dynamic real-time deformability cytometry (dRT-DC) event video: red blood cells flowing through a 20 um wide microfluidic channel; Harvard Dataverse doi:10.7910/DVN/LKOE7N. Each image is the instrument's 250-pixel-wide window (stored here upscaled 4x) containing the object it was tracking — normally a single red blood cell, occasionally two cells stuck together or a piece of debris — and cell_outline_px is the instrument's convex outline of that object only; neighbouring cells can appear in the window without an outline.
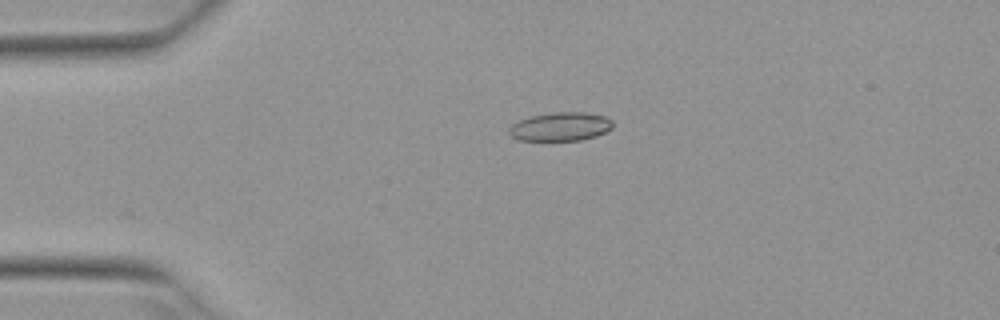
{"species": "Egyptian fruit bat (a non-hibernating species)", "species_latin": "Rousettus aegyptiacus", "temperature_condition": "warm", "stored_images_in_passage": 2, "camera_frame_rate_fps": 3000, "um_per_image_px": 0.085, "animal": {"sex": "female"}, "frame": {"image": 1, "passage_image": 2, "time_ms": 0.333, "image_size_px": [1000, 320], "cell_outline_px": [[612, 128], [596, 136], [580, 140], [520, 140], [512, 136], [508, 132], [508, 128], [512, 124], [520, 120], [532, 116], [552, 112], [584, 112], [604, 116], [612, 120]], "centroid_in_image_um": [47.64, 10.76], "position_along_channel_um": 37.4, "area_um2": 17.17}}